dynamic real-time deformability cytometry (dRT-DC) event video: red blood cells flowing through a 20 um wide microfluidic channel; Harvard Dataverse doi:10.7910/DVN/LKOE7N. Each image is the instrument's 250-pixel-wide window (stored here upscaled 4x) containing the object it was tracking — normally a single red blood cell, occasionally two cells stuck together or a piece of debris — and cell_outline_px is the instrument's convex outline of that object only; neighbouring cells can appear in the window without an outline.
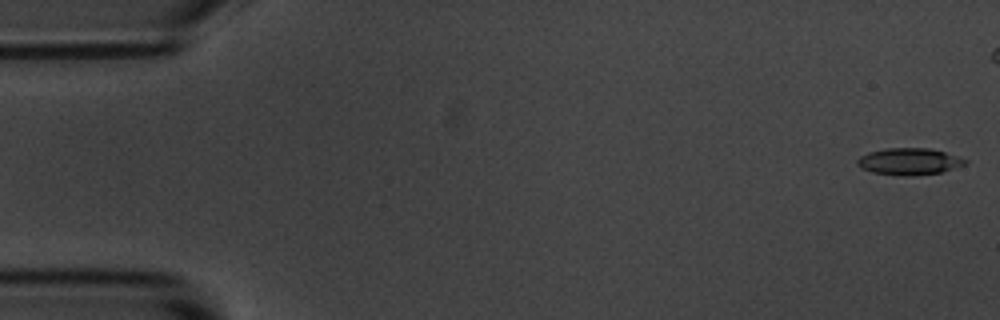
{"species": "common noctule bat (a hibernating species)", "species_latin": "Nyctalus noctula", "temperature_condition": "room temperature", "stored_images_in_passage": 5, "camera_frame_rate_fps": 3000, "um_per_image_px": 0.085, "animal": {"sex": "male", "body_mass_g": 20.1, "forearm_length_mm": 53.5}, "frame": {"image": 1, "passage_image": 1, "time_ms": 0.0, "image_size_px": [1000, 320], "cell_outline_px": [[968, 160], [964, 164], [940, 172], [908, 176], [904, 176], [872, 172], [860, 168], [856, 164], [856, 160], [860, 156], [868, 152], [884, 148], [932, 148]], "centroid_in_image_um": [77.2, 13.71], "position_along_channel_um": 7.8, "area_um2": 16.7}}